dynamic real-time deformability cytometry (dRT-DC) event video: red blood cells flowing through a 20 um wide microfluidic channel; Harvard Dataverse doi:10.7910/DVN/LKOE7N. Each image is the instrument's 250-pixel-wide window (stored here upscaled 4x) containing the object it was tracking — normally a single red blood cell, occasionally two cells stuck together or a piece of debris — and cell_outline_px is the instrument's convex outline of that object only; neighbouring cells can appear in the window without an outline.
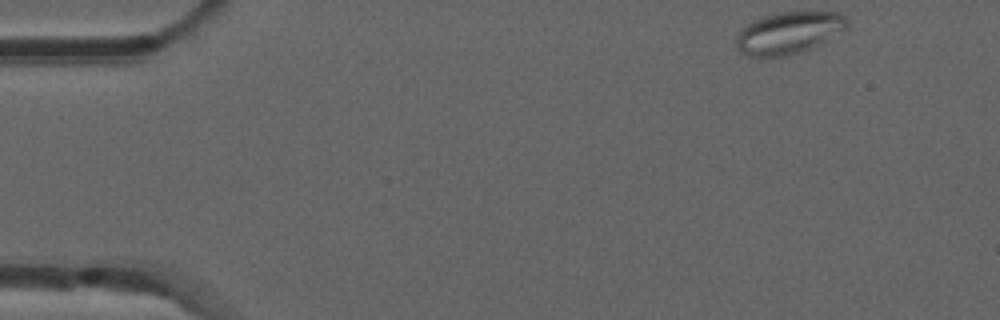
{"species": "common noctule bat (a hibernating species)", "species_latin": "Nyctalus noctula", "temperature_condition": "room temperature", "stored_images_in_passage": 49, "camera_frame_rate_fps": 3000, "um_per_image_px": 0.085, "animal": {"sex": "male", "forearm_length_mm": 52.5}, "frame": {"image": 1, "passage_image": 1, "time_ms": 0.0, "image_size_px": [1000, 320], "cell_outline_px": [[848, 24], [844, 32], [820, 44], [800, 52], [784, 56], [748, 56], [740, 52], [736, 48], [736, 32], [740, 28], [752, 20], [776, 12], [840, 12], [848, 20]], "centroid_in_image_um": [67.03, 2.78], "position_along_channel_um": 18.0, "area_um2": 27.51}}
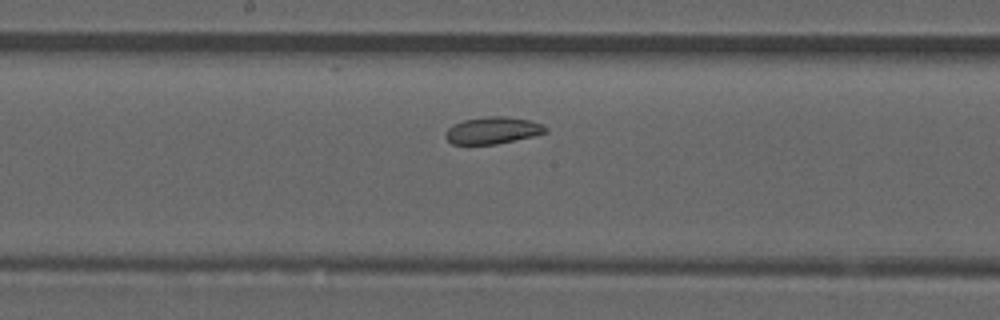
{"frame": {"image": 2, "passage_image": 24, "time_ms": 7.667, "image_size_px": [1000, 320], "cell_outline_px": [[548, 132], [532, 136], [496, 144], [452, 144], [444, 136], [444, 132], [448, 128], [464, 120], [488, 116], [504, 116], [532, 120], [544, 124], [548, 128]], "centroid_in_image_um": [41.91, 11.08], "position_along_channel_um": 206.3, "area_um2": 15.72}}
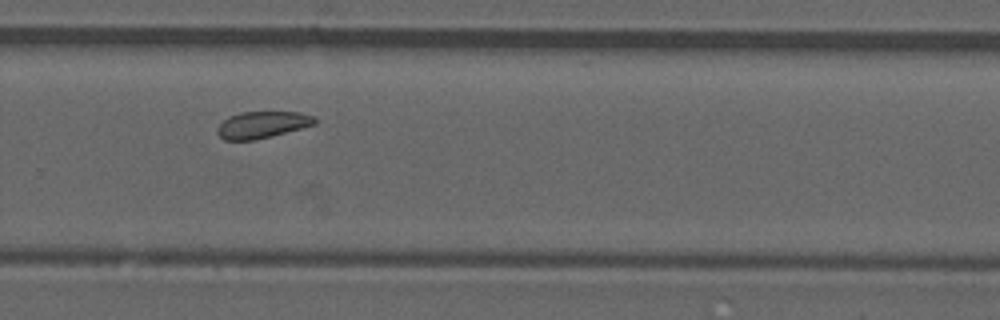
{"frame": {"image": 3, "passage_image": 32, "time_ms": 10.333, "image_size_px": [1000, 320], "cell_outline_px": [[316, 124], [272, 136], [256, 140], [224, 140], [216, 132], [216, 128], [228, 116], [240, 112], [300, 112], [312, 116], [316, 120]], "centroid_in_image_um": [22.26, 10.61], "position_along_channel_um": 307.5, "area_um2": 15.2}, "authors_computed_cell_mechanics": {"area_um2": 16.473, "velocity_mm_per_s": 3.8067, "shape_relaxation_time_tau1_ms": null, "shape_relaxation_time_tau2_ms": 2.9081, "deformation_change_tau1": null, "deformation_change_tau2": 0.076}}